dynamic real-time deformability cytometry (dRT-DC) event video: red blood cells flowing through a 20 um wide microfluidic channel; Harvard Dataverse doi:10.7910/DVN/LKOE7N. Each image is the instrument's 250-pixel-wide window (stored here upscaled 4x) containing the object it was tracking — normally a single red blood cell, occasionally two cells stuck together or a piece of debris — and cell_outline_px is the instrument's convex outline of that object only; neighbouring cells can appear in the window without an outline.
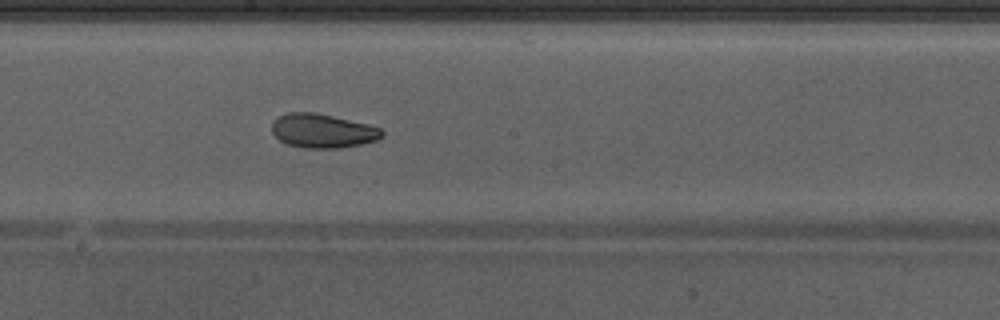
{"species": "Egyptian fruit bat (a non-hibernating species)", "species_latin": "Rousettus aegyptiacus", "temperature_condition": "warm", "stored_images_in_passage": 48, "camera_frame_rate_fps": 3000, "um_per_image_px": 0.085, "animal": {"sex": "male"}, "frame": {"image": 1, "passage_image": 28, "time_ms": 9.0, "image_size_px": [1000, 320], "cell_outline_px": [[384, 136], [376, 140], [360, 144], [340, 148], [304, 148], [288, 144], [280, 140], [272, 132], [272, 124], [280, 116], [288, 112], [316, 112], [368, 124], [380, 128], [384, 132]], "centroid_in_image_um": [27.44, 11.12], "position_along_channel_um": 220.8, "area_um2": 21.73}}